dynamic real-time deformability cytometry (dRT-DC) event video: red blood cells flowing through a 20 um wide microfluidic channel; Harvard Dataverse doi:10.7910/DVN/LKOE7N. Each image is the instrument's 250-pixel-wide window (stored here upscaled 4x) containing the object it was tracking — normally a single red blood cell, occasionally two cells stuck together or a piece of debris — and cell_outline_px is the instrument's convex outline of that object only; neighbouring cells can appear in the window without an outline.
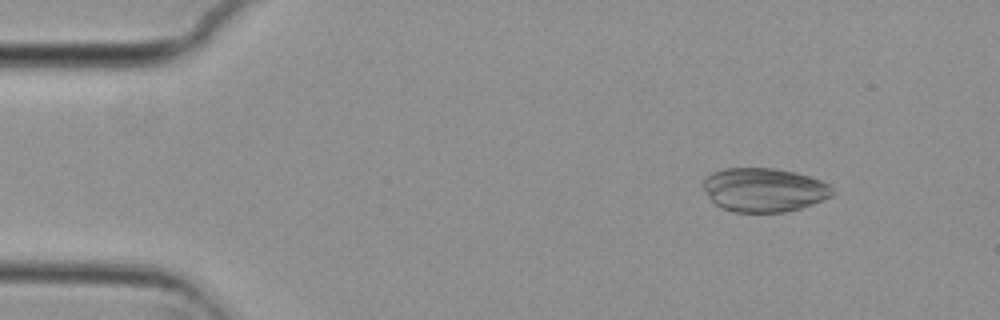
{"species": "common noctule bat (a hibernating species)", "species_latin": "Nyctalus noctula", "temperature_condition": "cold", "stored_images_in_passage": 51, "camera_frame_rate_fps": 3000, "um_per_image_px": 0.085, "animal": {"sex": "female", "body_mass_g": 29.2, "forearm_length_mm": 56.3}, "frame": {"image": 1, "passage_image": 6, "time_ms": 1.667, "image_size_px": [1000, 320], "cell_outline_px": [[832, 196], [812, 204], [800, 208], [784, 212], [732, 212], [720, 208], [712, 200], [704, 188], [704, 176], [712, 172], [724, 168], [776, 168], [796, 172], [820, 180], [828, 184], [832, 188]], "centroid_in_image_um": [64.92, 16.13], "position_along_channel_um": 20.1, "area_um2": 33.0}}
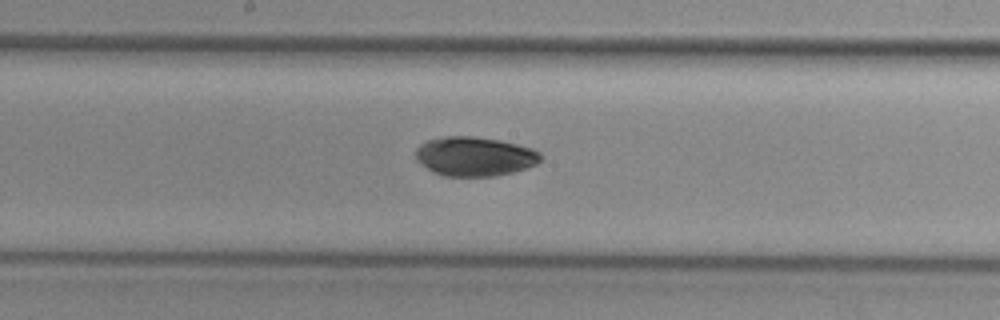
{"frame": {"image": 2, "passage_image": 28, "time_ms": 9.0, "image_size_px": [1000, 320], "cell_outline_px": [[540, 160], [536, 164], [512, 172], [496, 176], [444, 176], [420, 164], [416, 160], [416, 148], [420, 144], [428, 140], [440, 136], [476, 136], [500, 140], [532, 148], [540, 152]], "centroid_in_image_um": [40.32, 13.28], "position_along_channel_um": 207.9, "area_um2": 28.55}}
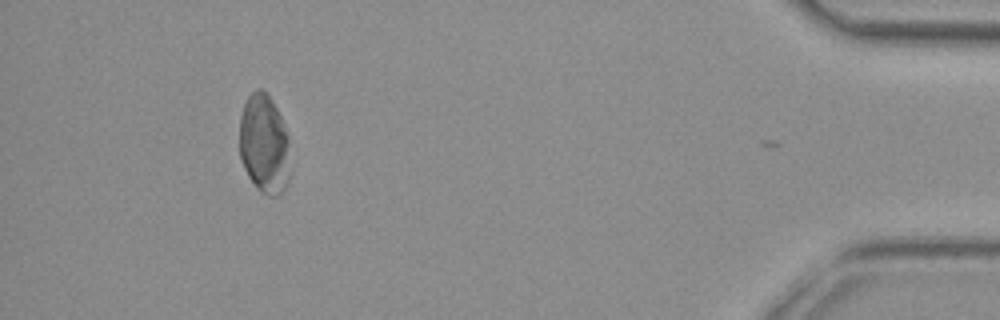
{"frame": {"image": 3, "passage_image": 50, "time_ms": 16.333, "image_size_px": [1000, 320], "cell_outline_px": [[288, 184], [280, 196], [268, 196], [260, 192], [248, 176], [244, 168], [240, 156], [240, 116], [244, 104], [248, 96], [256, 88], [260, 88], [272, 100], [280, 116], [288, 136]], "centroid_in_image_um": [22.44, 12.27], "position_along_channel_um": 412.8, "area_um2": 29.19}, "authors_computed_cell_mechanics": {"area_um2": 29.1312, "velocity_mm_per_s": 3.7193, "shape_relaxation_time_tau1_ms": 3.5437, "shape_relaxation_time_tau2_ms": 8.456, "deformation_change_tau1": 0.0421, "deformation_change_tau2": 0.0517}}